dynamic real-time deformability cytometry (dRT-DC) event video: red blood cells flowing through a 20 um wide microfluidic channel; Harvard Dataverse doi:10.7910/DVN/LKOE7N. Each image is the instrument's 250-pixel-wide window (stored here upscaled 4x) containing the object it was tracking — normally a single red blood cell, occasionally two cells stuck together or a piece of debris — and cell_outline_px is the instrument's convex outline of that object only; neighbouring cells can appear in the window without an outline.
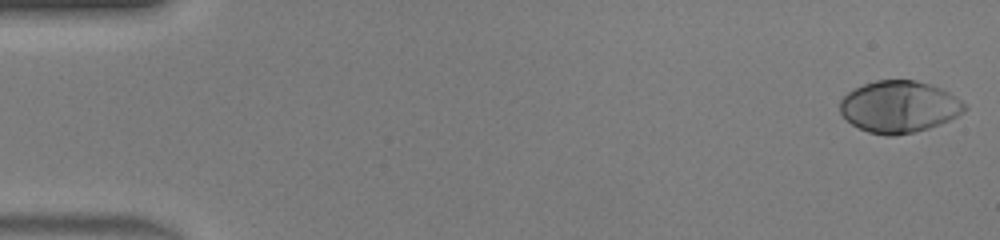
{"species": "human", "species_latin": "Homo sapiens", "temperature_condition": "warm", "stored_images_in_passage": 46, "camera_frame_rate_fps": 3000, "um_per_image_px": 0.085, "donor": {"sex": "male"}, "frame": {"image": 1, "passage_image": 1, "time_ms": 0.0, "image_size_px": [1000, 240], "cell_outline_px": [[968, 108], [964, 112], [940, 124], [928, 128], [896, 136], [888, 136], [868, 132], [852, 124], [840, 112], [840, 100], [848, 92], [864, 84], [876, 80], [916, 80], [940, 88], [948, 92], [960, 100]], "centroid_in_image_um": [76.42, 9.07], "position_along_channel_um": 8.6, "area_um2": 37.28}}
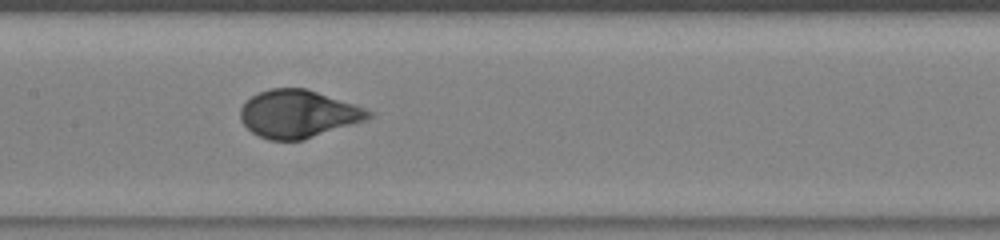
{"frame": {"image": 2, "passage_image": 23, "time_ms": 7.333, "image_size_px": [1000, 240], "cell_outline_px": [[376, 112], [368, 120], [304, 140], [268, 140], [252, 132], [240, 120], [240, 108], [252, 96], [268, 88], [304, 88], [356, 104]], "centroid_in_image_um": [25.4, 9.69], "position_along_channel_um": 182.0, "area_um2": 35.84}}
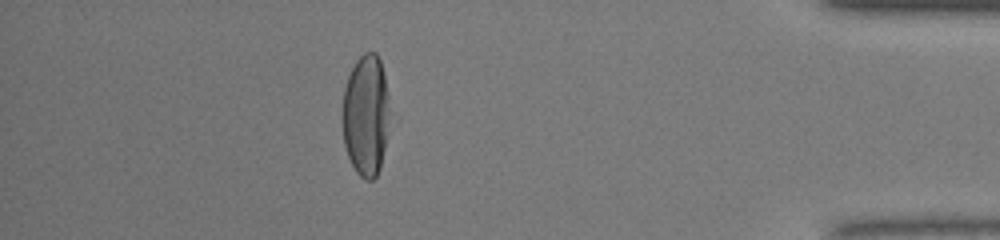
{"frame": {"image": 3, "passage_image": 41, "time_ms": 13.333, "image_size_px": [1000, 240], "cell_outline_px": [[392, 116], [380, 168], [376, 176], [372, 180], [364, 180], [356, 172], [348, 156], [344, 144], [344, 88], [348, 76], [356, 60], [364, 52], [376, 52], [380, 60], [384, 76]], "centroid_in_image_um": [31.15, 9.81], "position_along_channel_um": 404.1, "area_um2": 33.64}, "authors_computed_cell_mechanics": {"area_um2": 36.3851, "velocity_mm_per_s": 4.4465, "shape_relaxation_time_tau1_ms": 2.5721, "shape_relaxation_time_tau2_ms": null, "deformation_change_tau1": 0.2217, "deformation_change_tau2": null}}